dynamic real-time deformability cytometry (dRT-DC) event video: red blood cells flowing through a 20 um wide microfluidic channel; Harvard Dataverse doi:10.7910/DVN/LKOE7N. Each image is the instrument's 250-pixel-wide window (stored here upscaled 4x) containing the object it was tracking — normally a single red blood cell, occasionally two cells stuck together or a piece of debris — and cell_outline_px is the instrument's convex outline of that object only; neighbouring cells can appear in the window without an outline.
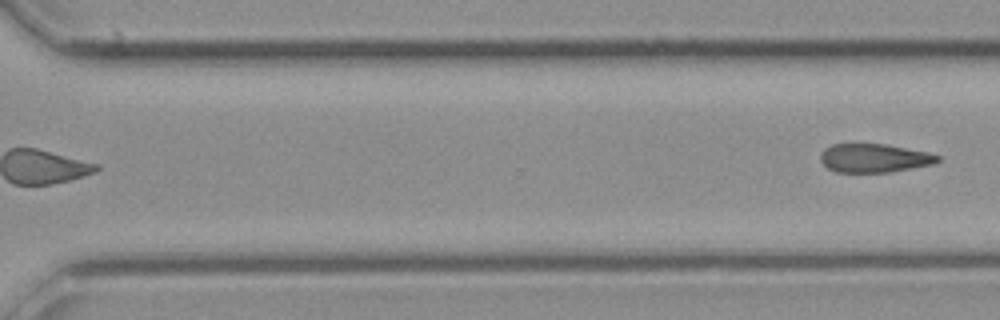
{"species": "common noctule bat (a hibernating species)", "species_latin": "Nyctalus noctula", "temperature_condition": "cold", "stored_images_in_passage": 16, "camera_frame_rate_fps": 3000, "um_per_image_px": 0.085, "animal": {"sex": "female", "body_mass_g": 21.9}, "frame": {"image": 1, "passage_image": 16, "time_ms": 5.0, "image_size_px": [1000, 320], "cell_outline_px": [[940, 160], [936, 164], [888, 172], [836, 172], [828, 168], [820, 160], [820, 156], [824, 148], [832, 144], [888, 144], [928, 152], [940, 156]], "centroid_in_image_um": [74.33, 13.43], "position_along_channel_um": 296.3, "area_um2": 19.65}}